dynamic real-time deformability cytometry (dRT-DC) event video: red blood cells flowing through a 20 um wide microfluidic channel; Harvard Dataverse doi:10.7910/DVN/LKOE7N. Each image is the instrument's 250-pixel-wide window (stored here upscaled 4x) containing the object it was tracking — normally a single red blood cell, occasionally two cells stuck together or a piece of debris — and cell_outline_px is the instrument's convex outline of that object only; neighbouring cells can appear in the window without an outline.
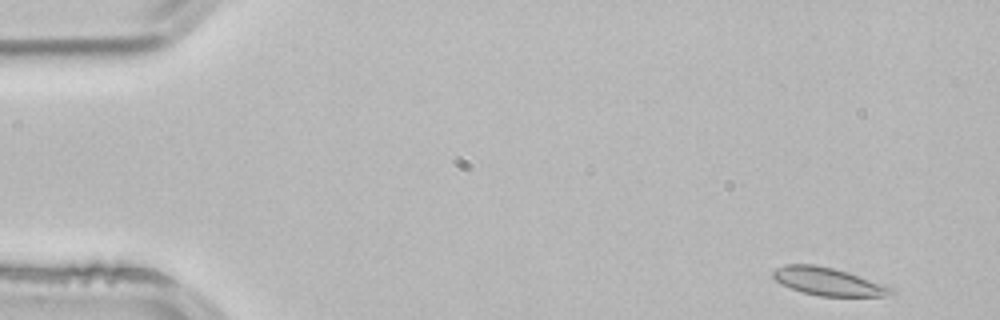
{"species": "common noctule bat (a hibernating species)", "species_latin": "Nyctalus noctula", "temperature_condition": "room temperature", "stored_images_in_passage": 4, "camera_frame_rate_fps": 3000, "um_per_image_px": 0.085, "animal": {"sex": "male", "body_mass_g": 21.5, "forearm_length_mm": 52.0}, "frame": {"image": 1, "passage_image": 1, "time_ms": 0.0, "image_size_px": [1000, 320], "cell_outline_px": [[896, 292], [884, 296], [820, 296], [804, 292], [792, 288], [776, 280], [772, 276], [772, 272], [776, 268], [788, 264], [816, 264], [848, 272], [892, 288]], "centroid_in_image_um": [70.37, 23.92], "position_along_channel_um": 14.6, "area_um2": 18.73}}